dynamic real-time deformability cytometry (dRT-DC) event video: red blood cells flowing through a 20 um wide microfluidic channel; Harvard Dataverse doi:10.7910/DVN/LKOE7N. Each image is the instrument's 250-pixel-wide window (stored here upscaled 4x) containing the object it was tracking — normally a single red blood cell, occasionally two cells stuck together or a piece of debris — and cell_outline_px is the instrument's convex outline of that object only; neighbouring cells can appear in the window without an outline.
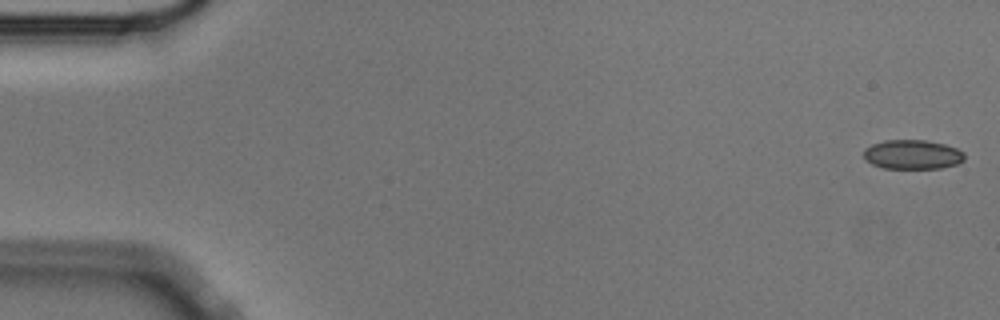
{"species": "Egyptian fruit bat (a non-hibernating species)", "species_latin": "Rousettus aegyptiacus", "temperature_condition": "cold", "stored_images_in_passage": 56, "camera_frame_rate_fps": 3000, "um_per_image_px": 0.085, "animal": {"sex": "male"}, "frame": {"image": 1, "passage_image": 1, "time_ms": 0.0, "image_size_px": [1000, 320], "cell_outline_px": [[964, 160], [956, 164], [940, 168], [884, 168], [872, 164], [864, 156], [864, 148], [872, 144], [884, 140], [924, 140], [944, 144], [956, 148], [964, 152]], "centroid_in_image_um": [77.56, 13.13], "position_along_channel_um": 7.4, "area_um2": 17.11}}
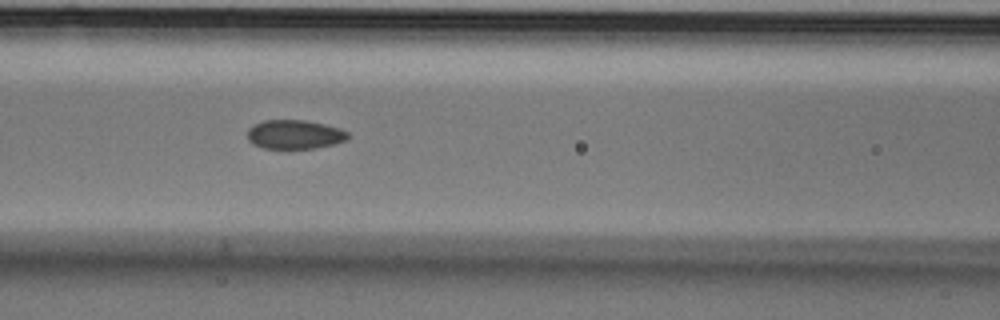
{"frame": {"image": 2, "passage_image": 24, "time_ms": 7.667, "image_size_px": [1000, 320], "cell_outline_px": [[348, 140], [316, 148], [264, 148], [252, 144], [248, 140], [248, 128], [252, 124], [264, 120], [308, 120], [340, 128], [348, 132]], "centroid_in_image_um": [25.03, 11.42], "position_along_channel_um": 141.6, "area_um2": 17.11}}
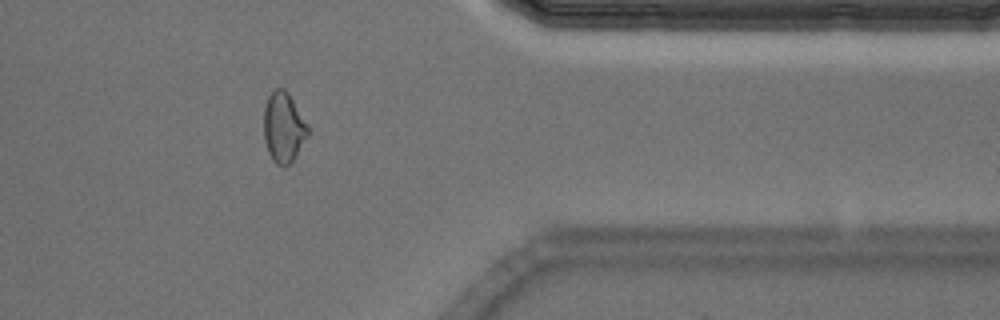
{"frame": {"image": 3, "passage_image": 46, "time_ms": 15.0, "image_size_px": [1000, 320], "cell_outline_px": [[308, 136], [296, 156], [284, 168], [276, 164], [272, 160], [268, 152], [264, 140], [264, 108], [268, 96], [276, 88], [284, 88], [288, 92], [308, 124]], "centroid_in_image_um": [24.1, 10.84], "position_along_channel_um": 387.3, "area_um2": 18.15}, "authors_computed_cell_mechanics": {"area_um2": 17.6868, "velocity_mm_per_s": 3.549, "shape_relaxation_time_tau1_ms": 6.8452, "shape_relaxation_time_tau2_ms": 2.5435, "deformation_change_tau1": 0.1042, "deformation_change_tau2": 0.0516}}